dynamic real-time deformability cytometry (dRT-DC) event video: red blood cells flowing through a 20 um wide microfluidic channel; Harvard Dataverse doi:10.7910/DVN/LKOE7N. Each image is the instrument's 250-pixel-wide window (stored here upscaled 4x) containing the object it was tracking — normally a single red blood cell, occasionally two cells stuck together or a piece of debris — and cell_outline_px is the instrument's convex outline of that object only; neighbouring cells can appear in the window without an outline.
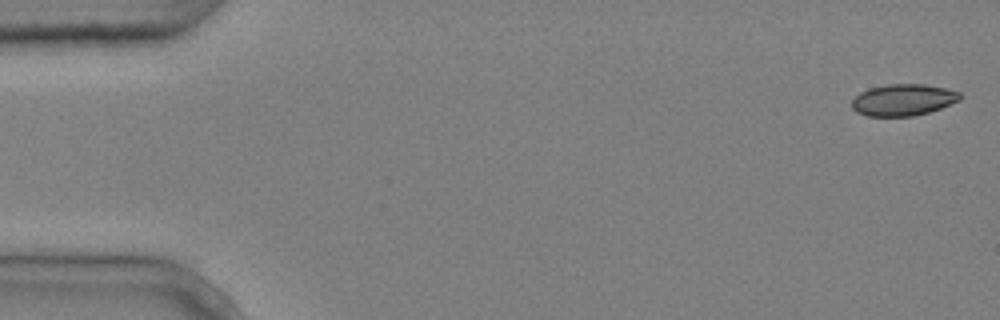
{"species": "common noctule bat (a hibernating species)", "species_latin": "Nyctalus noctula", "temperature_condition": "cold", "stored_images_in_passage": 5, "camera_frame_rate_fps": 3000, "um_per_image_px": 0.085, "animal": {"sex": "male", "body_mass_g": 20.4}, "frame": {"image": 1, "passage_image": 1, "time_ms": 0.0, "image_size_px": [1000, 320], "cell_outline_px": [[964, 96], [960, 100], [940, 108], [928, 112], [912, 116], [868, 116], [856, 112], [852, 108], [852, 100], [860, 92], [868, 88], [888, 84], [924, 84], [944, 88], [960, 92]], "centroid_in_image_um": [76.77, 8.48], "position_along_channel_um": 8.2, "area_um2": 19.94}}
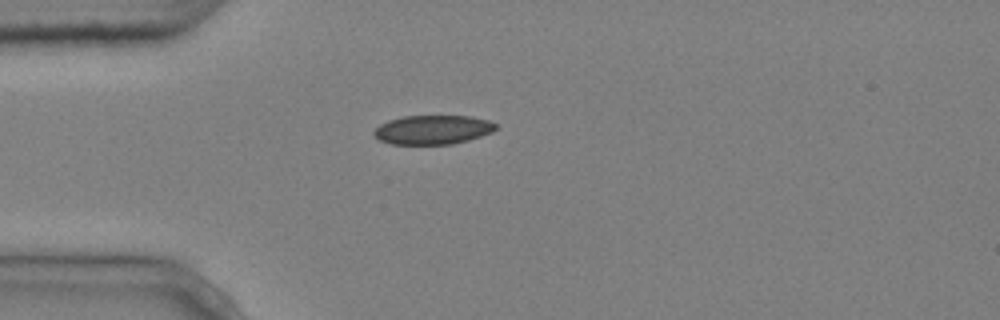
{"frame": {"image": 2, "passage_image": 4, "time_ms": 1.0, "image_size_px": [1000, 320], "cell_outline_px": [[496, 128], [492, 132], [468, 140], [452, 144], [392, 144], [380, 140], [372, 132], [380, 124], [388, 120], [404, 116], [472, 116], [488, 120], [496, 124]], "centroid_in_image_um": [36.78, 11.02], "position_along_channel_um": 48.2, "area_um2": 20.58}}